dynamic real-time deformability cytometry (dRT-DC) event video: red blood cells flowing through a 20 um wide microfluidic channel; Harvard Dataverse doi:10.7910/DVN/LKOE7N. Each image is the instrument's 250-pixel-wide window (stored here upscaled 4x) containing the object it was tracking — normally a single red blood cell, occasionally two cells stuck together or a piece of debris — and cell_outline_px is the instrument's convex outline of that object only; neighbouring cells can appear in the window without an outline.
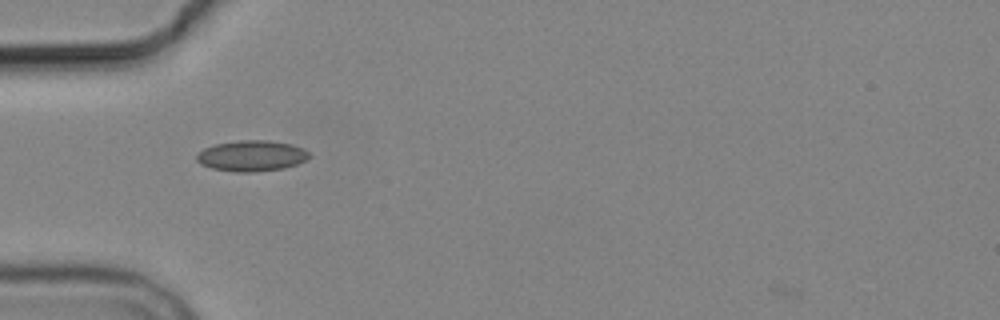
{"species": "common noctule bat (a hibernating species)", "species_latin": "Nyctalus noctula", "temperature_condition": "cold", "stored_images_in_passage": 8, "camera_frame_rate_fps": 3000, "um_per_image_px": 0.085, "animal": {"sex": "male", "body_mass_g": 19.2, "forearm_length_mm": 51.8}, "frame": {"image": 1, "passage_image": 4, "time_ms": 4.333, "image_size_px": [1000, 320], "cell_outline_px": [[312, 156], [296, 164], [284, 168], [252, 172], [236, 172], [212, 168], [200, 164], [196, 160], [196, 152], [204, 148], [216, 144], [240, 140], [268, 140], [292, 144], [304, 148]], "centroid_in_image_um": [21.37, 13.24], "position_along_channel_um": 63.6, "area_um2": 20.29}}
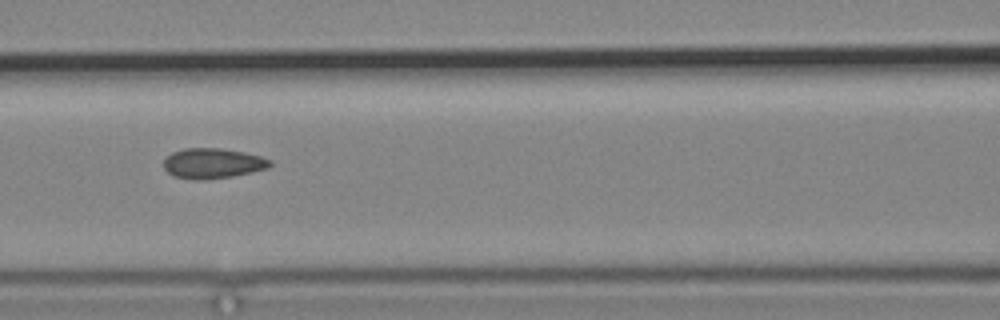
{"frame": {"image": 2, "passage_image": 6, "time_ms": 6.667, "image_size_px": [1000, 320], "cell_outline_px": [[272, 164], [268, 168], [252, 172], [232, 176], [200, 180], [196, 180], [172, 176], [164, 168], [164, 160], [172, 152], [184, 148], [220, 148], [244, 152], [260, 156], [272, 160]], "centroid_in_image_um": [18.08, 13.88], "position_along_channel_um": 148.5, "area_um2": 18.73}}
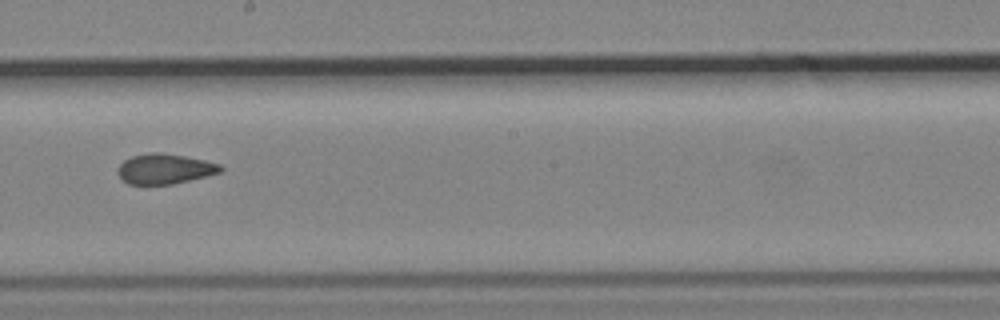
{"frame": {"image": 3, "passage_image": 8, "time_ms": 9.0, "image_size_px": [1000, 320], "cell_outline_px": [[224, 168], [220, 172], [172, 184], [128, 184], [116, 172], [116, 168], [124, 160], [132, 156], [148, 152], [160, 152], [184, 156], [204, 160], [220, 164]], "centroid_in_image_um": [13.96, 14.34], "position_along_channel_um": 234.2, "area_um2": 17.92}}